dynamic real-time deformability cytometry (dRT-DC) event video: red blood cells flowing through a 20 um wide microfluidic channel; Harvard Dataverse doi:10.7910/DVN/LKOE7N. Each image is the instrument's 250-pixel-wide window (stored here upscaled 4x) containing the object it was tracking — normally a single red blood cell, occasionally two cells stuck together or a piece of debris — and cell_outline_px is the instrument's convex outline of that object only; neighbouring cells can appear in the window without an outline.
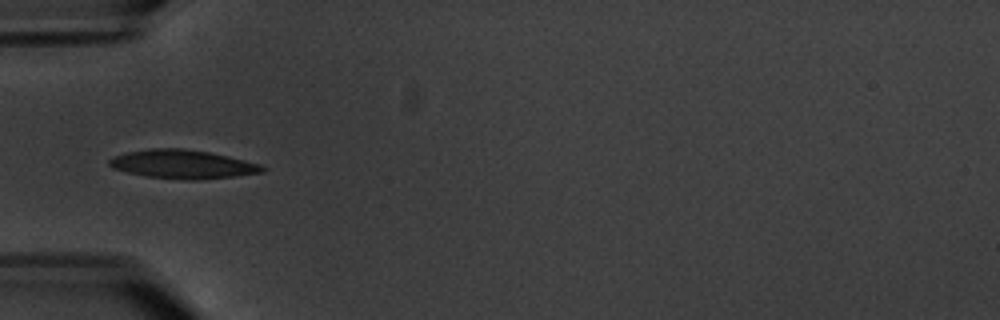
{"species": "common noctule bat (a hibernating species)", "species_latin": "Nyctalus noctula", "temperature_condition": "warm", "stored_images_in_passage": 6, "camera_frame_rate_fps": 3000, "um_per_image_px": 0.085, "animal": {"sex": "male", "body_mass_g": 20.1, "forearm_length_mm": 53.5}, "frame": {"image": 1, "passage_image": 5, "time_ms": 5.0, "image_size_px": [1000, 320], "cell_outline_px": [[268, 168], [264, 172], [232, 176], [196, 180], [188, 180], [148, 176], [128, 172], [112, 168], [108, 164], [108, 160], [112, 156], [128, 152], [148, 148], [180, 148], [208, 152], [228, 156], [260, 164]], "centroid_in_image_um": [15.51, 13.95], "position_along_channel_um": 69.5, "area_um2": 25.43}}